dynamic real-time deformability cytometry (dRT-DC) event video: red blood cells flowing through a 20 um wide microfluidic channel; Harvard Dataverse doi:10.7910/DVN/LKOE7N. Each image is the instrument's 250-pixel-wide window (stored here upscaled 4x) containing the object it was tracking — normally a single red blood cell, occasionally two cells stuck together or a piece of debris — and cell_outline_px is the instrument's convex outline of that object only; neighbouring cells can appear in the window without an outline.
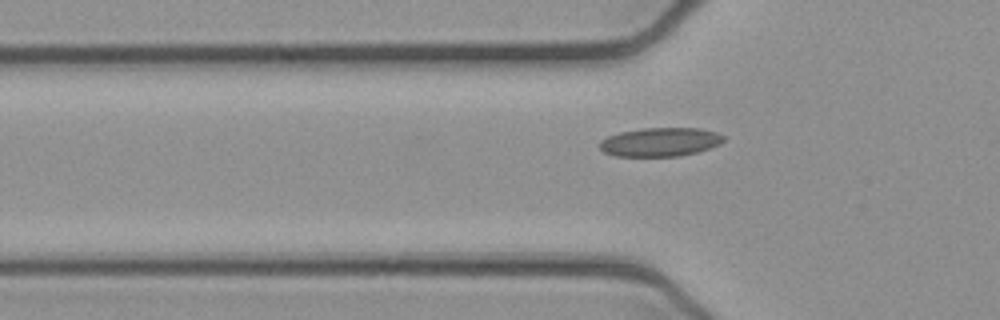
{"species": "common noctule bat (a hibernating species)", "species_latin": "Nyctalus noctula", "temperature_condition": "cold", "stored_images_in_passage": 41, "camera_frame_rate_fps": 3000, "um_per_image_px": 0.085, "animal": {"sex": "female", "body_mass_g": 21.9}, "frame": {"image": 1, "passage_image": 12, "time_ms": 3.667, "image_size_px": [1000, 320], "cell_outline_px": [[724, 140], [720, 144], [696, 152], [680, 156], [612, 156], [604, 152], [600, 148], [600, 140], [608, 136], [620, 132], [644, 128], [700, 128], [716, 132], [724, 136]], "centroid_in_image_um": [56.1, 12.07], "position_along_channel_um": 69.7, "area_um2": 20.75}}
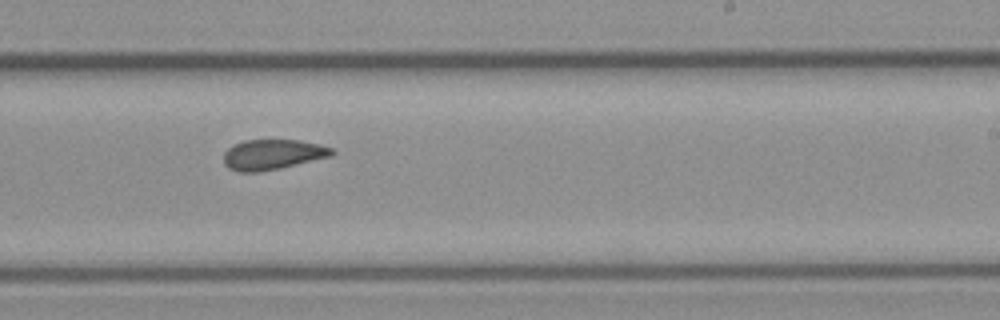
{"frame": {"image": 2, "passage_image": 27, "time_ms": 8.667, "image_size_px": [1000, 320], "cell_outline_px": [[336, 152], [332, 156], [280, 168], [260, 172], [236, 172], [228, 168], [224, 164], [224, 152], [232, 144], [244, 140], [300, 140], [320, 144], [332, 148]], "centroid_in_image_um": [23.16, 13.13], "position_along_channel_um": 265.8, "area_um2": 19.31}}
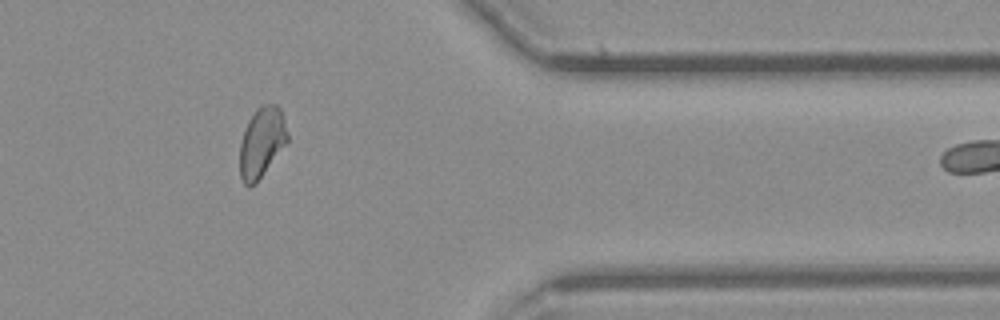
{"frame": {"image": 3, "passage_image": 38, "time_ms": 12.333, "image_size_px": [1000, 320], "cell_outline_px": [[288, 140], [256, 184], [248, 188], [244, 184], [240, 176], [240, 144], [244, 128], [248, 120], [256, 108], [260, 104], [276, 104], [280, 108], [288, 132]], "centroid_in_image_um": [22.23, 12.09], "position_along_channel_um": 389.2, "area_um2": 19.59}, "authors_computed_cell_mechanics": {"area_um2": 19.8832, "velocity_mm_per_s": 3.9028, "shape_relaxation_time_tau1_ms": null, "shape_relaxation_time_tau2_ms": 2.6857, "deformation_change_tau1": null, "deformation_change_tau2": 0.0645}}